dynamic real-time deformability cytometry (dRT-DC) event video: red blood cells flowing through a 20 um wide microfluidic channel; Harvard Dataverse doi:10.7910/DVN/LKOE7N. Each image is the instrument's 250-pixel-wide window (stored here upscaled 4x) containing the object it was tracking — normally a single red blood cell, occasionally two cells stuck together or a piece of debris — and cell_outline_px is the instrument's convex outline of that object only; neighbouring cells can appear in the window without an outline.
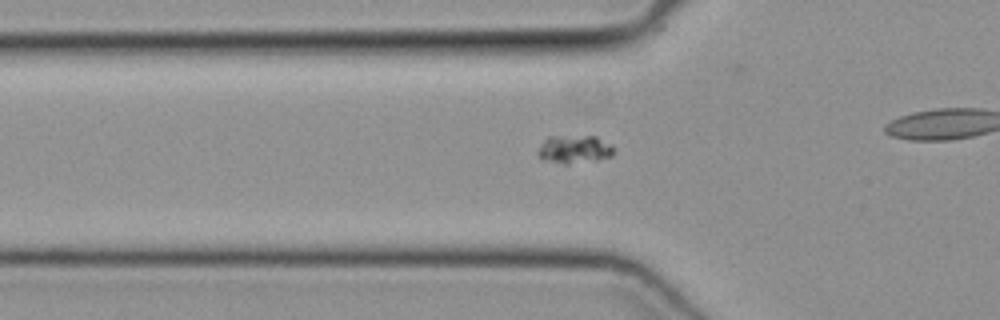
{"species": "common noctule bat (a hibernating species)", "species_latin": "Nyctalus noctula", "temperature_condition": "cold", "stored_images_in_passage": 38, "camera_frame_rate_fps": 3000, "um_per_image_px": 0.085, "animal": {"sex": "female", "body_mass_g": 19.3, "forearm_length_mm": 54.1}, "frame": {"image": 1, "passage_image": 4, "time_ms": 1.0, "image_size_px": [1000, 320], "cell_outline_px": [[612, 156], [596, 160], [568, 164], [564, 164], [544, 160], [536, 152], [544, 140], [548, 136], [596, 136], [612, 144]], "centroid_in_image_um": [48.81, 12.68], "position_along_channel_um": 77.0, "area_um2": 12.43}}
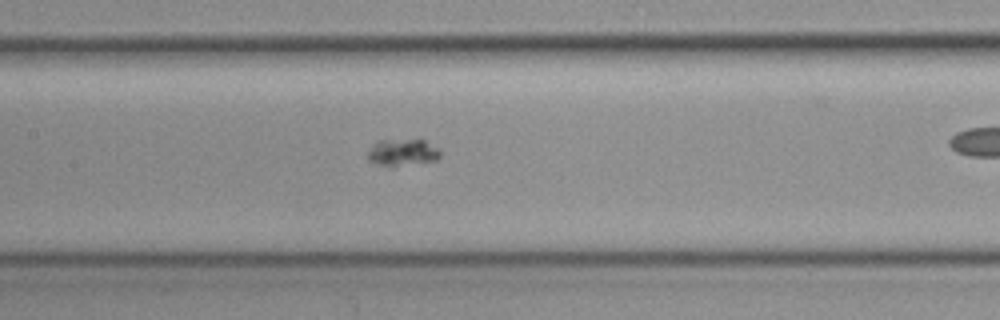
{"frame": {"image": 2, "passage_image": 11, "time_ms": 3.333, "image_size_px": [1000, 320], "cell_outline_px": [[440, 156], [436, 160], [392, 168], [368, 160], [368, 152], [380, 140], [424, 140], [436, 148], [440, 152]], "centroid_in_image_um": [34.22, 12.99], "position_along_channel_um": 173.2, "area_um2": 11.16}}
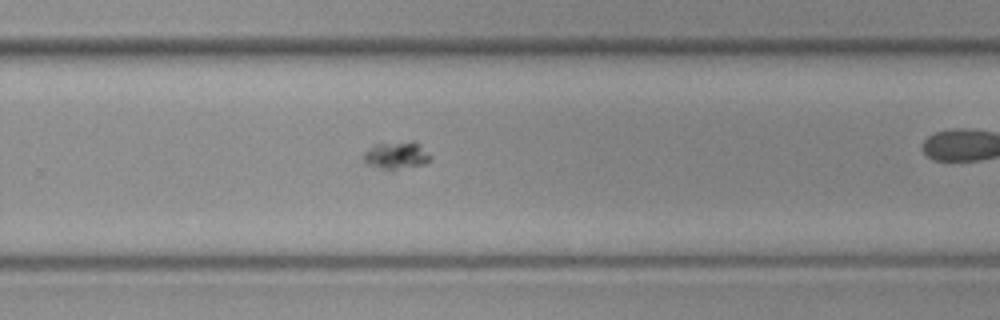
{"frame": {"image": 3, "passage_image": 20, "time_ms": 6.333, "image_size_px": [1000, 320], "cell_outline_px": [[432, 160], [424, 164], [392, 172], [388, 172], [364, 164], [364, 152], [376, 144], [412, 140], [420, 144], [432, 156]], "centroid_in_image_um": [33.71, 13.25], "position_along_channel_um": 296.1, "area_um2": 11.33}}